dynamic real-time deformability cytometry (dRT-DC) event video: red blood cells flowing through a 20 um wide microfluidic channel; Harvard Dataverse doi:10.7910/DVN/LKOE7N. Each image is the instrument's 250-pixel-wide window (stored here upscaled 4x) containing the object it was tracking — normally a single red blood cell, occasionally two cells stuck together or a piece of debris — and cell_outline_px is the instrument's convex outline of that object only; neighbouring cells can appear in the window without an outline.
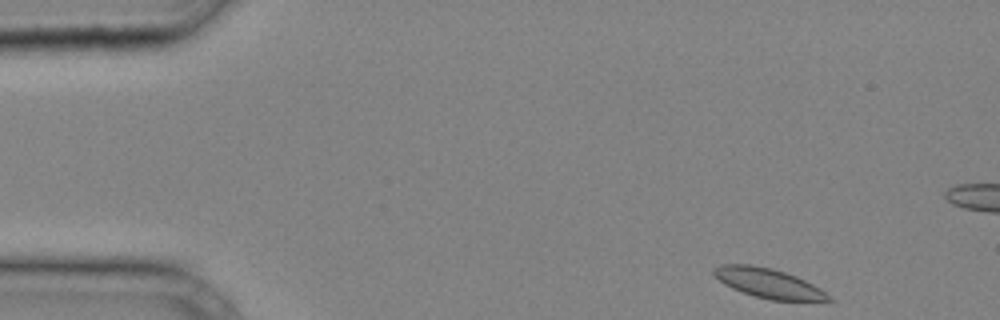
{"species": "common noctule bat (a hibernating species)", "species_latin": "Nyctalus noctula", "temperature_condition": "cold", "stored_images_in_passage": 33, "camera_frame_rate_fps": 3000, "um_per_image_px": 0.085, "animal": {"sex": "male", "body_mass_g": 20.4}, "frame": {"image": 1, "passage_image": 1, "time_ms": 0.0, "image_size_px": [1000, 320], "cell_outline_px": [[836, 300], [772, 300], [756, 296], [732, 288], [724, 284], [712, 272], [712, 268], [720, 264], [752, 264], [772, 268], [796, 276], [820, 288], [832, 296]], "centroid_in_image_um": [65.31, 24.05], "position_along_channel_um": 19.7, "area_um2": 19.59}}
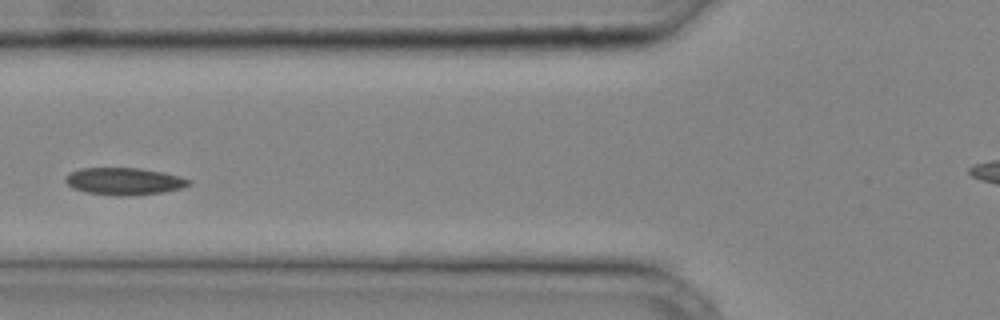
{"frame": {"image": 2, "passage_image": 12, "time_ms": 3.667, "image_size_px": [1000, 320], "cell_outline_px": [[192, 184], [180, 188], [164, 192], [132, 196], [116, 196], [88, 192], [72, 188], [64, 180], [68, 172], [80, 168], [140, 168], [164, 172], [180, 176], [192, 180]], "centroid_in_image_um": [10.57, 15.41], "position_along_channel_um": 115.2, "area_um2": 19.77}}
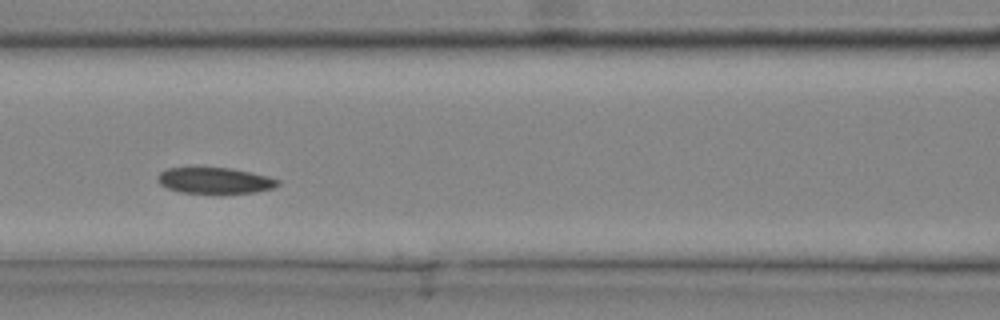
{"frame": {"image": 3, "passage_image": 14, "time_ms": 4.333, "image_size_px": [1000, 320], "cell_outline_px": [[280, 184], [272, 188], [256, 192], [180, 192], [168, 188], [160, 184], [156, 180], [156, 176], [160, 172], [168, 168], [232, 168], [252, 172], [268, 176], [280, 180]], "centroid_in_image_um": [18.26, 15.33], "position_along_channel_um": 148.3, "area_um2": 17.98}}